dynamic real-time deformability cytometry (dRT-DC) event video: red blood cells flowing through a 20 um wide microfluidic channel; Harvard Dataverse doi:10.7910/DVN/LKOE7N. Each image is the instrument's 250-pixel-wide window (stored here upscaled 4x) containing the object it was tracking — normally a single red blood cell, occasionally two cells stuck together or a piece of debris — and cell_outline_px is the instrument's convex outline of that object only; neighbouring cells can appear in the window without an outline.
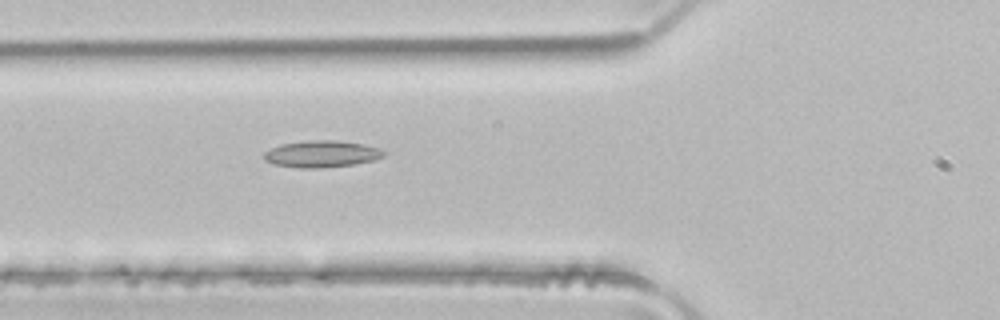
{"species": "common noctule bat (a hibernating species)", "species_latin": "Nyctalus noctula", "temperature_condition": "room temperature", "stored_images_in_passage": 4, "camera_frame_rate_fps": 3000, "um_per_image_px": 0.085, "animal": {"sex": "male", "body_mass_g": 21.5, "forearm_length_mm": 52.0}, "frame": {"image": 1, "passage_image": 4, "time_ms": 1.0, "image_size_px": [1000, 320], "cell_outline_px": [[388, 152], [384, 156], [372, 160], [352, 164], [316, 168], [300, 168], [276, 164], [264, 160], [264, 152], [280, 144], [308, 140], [336, 140], [364, 144], [380, 148]], "centroid_in_image_um": [27.36, 13.07], "position_along_channel_um": 98.4, "area_um2": 18.55}}